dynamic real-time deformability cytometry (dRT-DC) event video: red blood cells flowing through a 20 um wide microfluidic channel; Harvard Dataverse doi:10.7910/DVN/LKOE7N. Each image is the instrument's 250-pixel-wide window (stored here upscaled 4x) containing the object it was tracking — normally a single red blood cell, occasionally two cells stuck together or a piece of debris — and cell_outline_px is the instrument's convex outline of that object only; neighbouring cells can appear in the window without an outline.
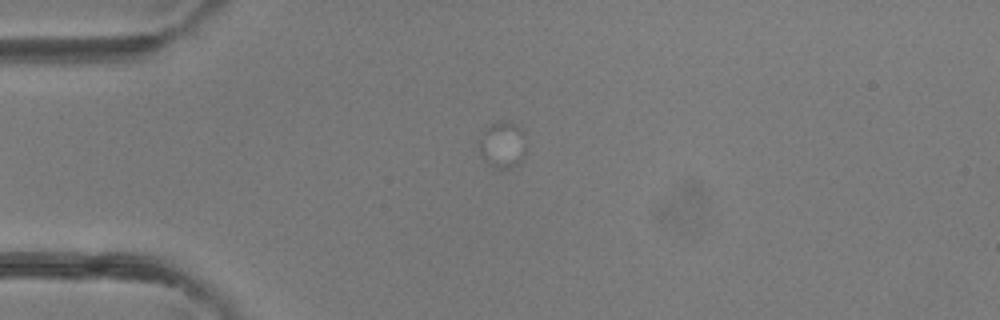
{"species": "common noctule bat (a hibernating species)", "species_latin": "Nyctalus noctula", "temperature_condition": "room temperature", "stored_images_in_passage": 2, "camera_frame_rate_fps": 3000, "um_per_image_px": 0.085, "animal": {"sex": "female"}, "frame": {"image": 1, "passage_image": 2, "time_ms": 1.0, "image_size_px": [1000, 320], "cell_outline_px": [[524, 152], [520, 164], [512, 168], [496, 168], [484, 160], [480, 156], [476, 140], [496, 120], [512, 120], [524, 132]], "centroid_in_image_um": [42.69, 12.28], "position_along_channel_um": 42.3, "area_um2": 13.06}}